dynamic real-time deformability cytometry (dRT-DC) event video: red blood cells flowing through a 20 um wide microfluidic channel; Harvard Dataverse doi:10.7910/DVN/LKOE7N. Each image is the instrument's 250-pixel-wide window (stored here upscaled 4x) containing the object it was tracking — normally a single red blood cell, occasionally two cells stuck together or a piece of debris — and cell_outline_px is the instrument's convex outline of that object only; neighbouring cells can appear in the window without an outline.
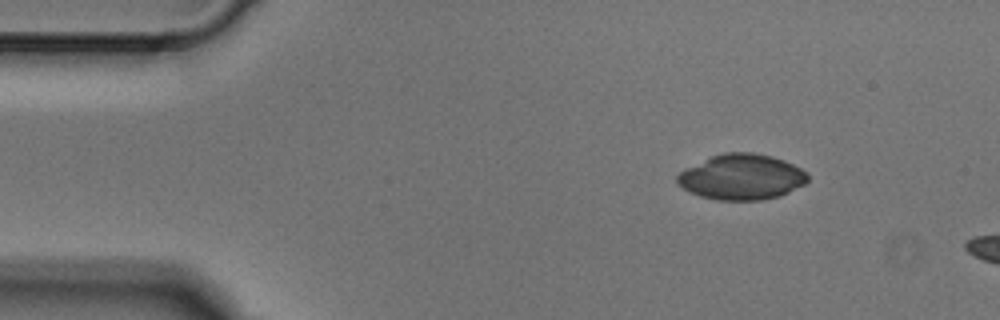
{"species": "Egyptian fruit bat (a non-hibernating species)", "species_latin": "Rousettus aegyptiacus", "temperature_condition": "cold", "stored_images_in_passage": 2, "camera_frame_rate_fps": 3000, "um_per_image_px": 0.085, "animal": {"sex": "male"}, "frame": {"image": 1, "passage_image": 1, "time_ms": 0.0, "image_size_px": [1000, 320], "cell_outline_px": [[808, 180], [804, 184], [780, 196], [760, 200], [716, 200], [700, 196], [684, 188], [676, 180], [676, 176], [684, 168], [712, 156], [724, 152], [752, 152], [772, 156], [784, 160], [808, 172]], "centroid_in_image_um": [63.05, 15.04], "position_along_channel_um": 22.0, "area_um2": 34.56}}